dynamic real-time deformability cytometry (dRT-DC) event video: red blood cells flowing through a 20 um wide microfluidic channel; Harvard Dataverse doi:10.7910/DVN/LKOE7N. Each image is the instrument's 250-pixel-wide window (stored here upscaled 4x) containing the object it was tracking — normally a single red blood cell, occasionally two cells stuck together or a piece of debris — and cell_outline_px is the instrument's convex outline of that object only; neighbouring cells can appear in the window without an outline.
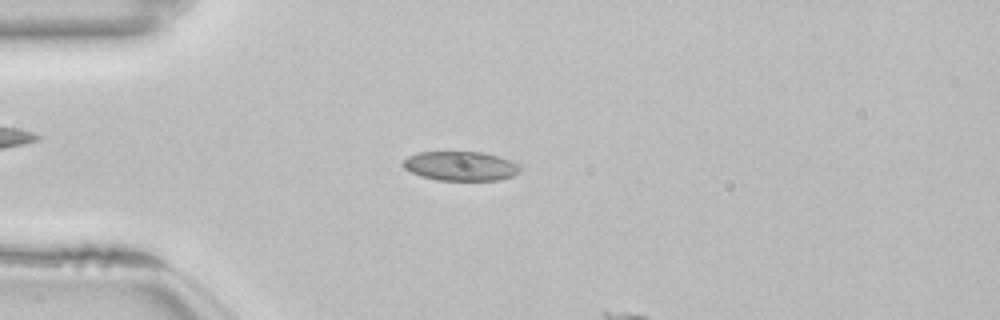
{"species": "common noctule bat (a hibernating species)", "species_latin": "Nyctalus noctula", "temperature_condition": "room temperature", "stored_images_in_passage": 14, "camera_frame_rate_fps": 3000, "um_per_image_px": 0.085, "animal": {"sex": "female", "body_mass_g": 22.7, "forearm_length_mm": 54.2}, "frame": {"image": 1, "passage_image": 12, "time_ms": 3.667, "image_size_px": [1000, 320], "cell_outline_px": [[520, 168], [512, 176], [500, 180], [436, 180], [420, 176], [404, 168], [400, 164], [400, 160], [408, 156], [420, 152], [484, 152], [520, 164]], "centroid_in_image_um": [39.08, 14.11], "position_along_channel_um": 45.9, "area_um2": 20.0}}